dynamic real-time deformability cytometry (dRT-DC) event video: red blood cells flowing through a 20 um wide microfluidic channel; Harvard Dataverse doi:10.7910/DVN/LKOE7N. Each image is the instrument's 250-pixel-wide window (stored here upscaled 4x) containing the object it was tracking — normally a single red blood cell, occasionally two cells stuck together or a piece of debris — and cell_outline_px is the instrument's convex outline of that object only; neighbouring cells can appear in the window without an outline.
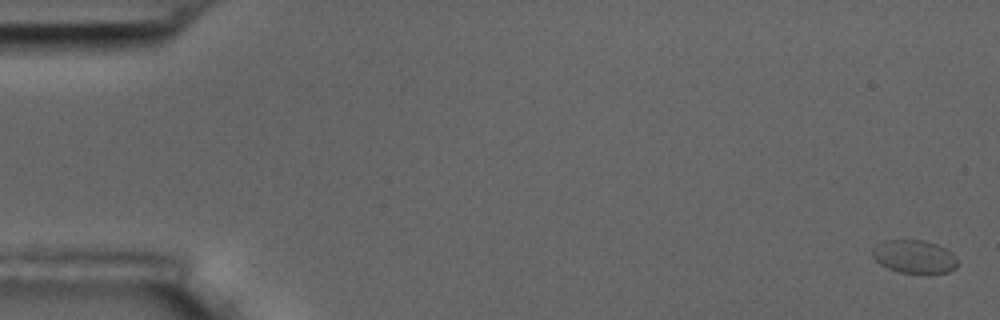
{"species": "common noctule bat (a hibernating species)", "species_latin": "Nyctalus noctula", "temperature_condition": "room temperature", "stored_images_in_passage": 8, "camera_frame_rate_fps": 3000, "um_per_image_px": 0.085, "animal": {"sex": "male", "body_mass_g": 17.5, "forearm_length_mm": 52.3}, "frame": {"image": 1, "passage_image": 1, "time_ms": 0.0, "image_size_px": [1000, 320], "cell_outline_px": [[956, 268], [948, 272], [928, 276], [900, 272], [888, 268], [880, 264], [872, 256], [872, 248], [876, 244], [884, 240], [920, 240], [936, 244], [952, 252], [956, 256]], "centroid_in_image_um": [77.72, 21.85], "position_along_channel_um": 7.3, "area_um2": 16.94}}
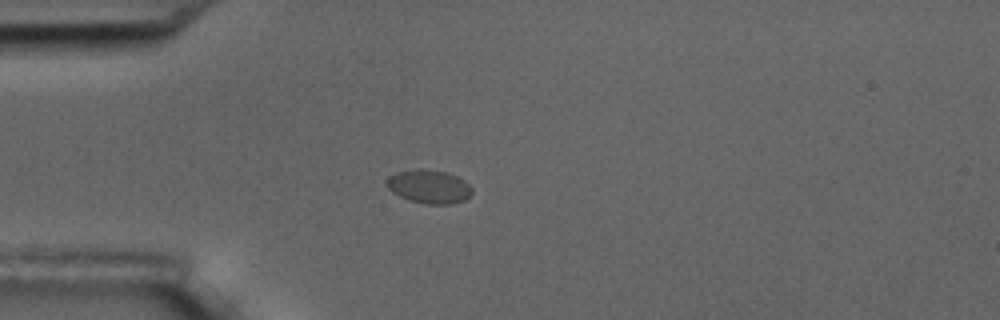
{"frame": {"image": 2, "passage_image": 5, "time_ms": 5.0, "image_size_px": [1000, 320], "cell_outline_px": [[472, 192], [464, 200], [452, 204], [424, 204], [408, 200], [392, 192], [384, 184], [384, 180], [388, 176], [396, 172], [420, 168], [448, 172], [464, 180], [472, 188]], "centroid_in_image_um": [36.42, 15.85], "position_along_channel_um": 48.6, "area_um2": 16.94}}